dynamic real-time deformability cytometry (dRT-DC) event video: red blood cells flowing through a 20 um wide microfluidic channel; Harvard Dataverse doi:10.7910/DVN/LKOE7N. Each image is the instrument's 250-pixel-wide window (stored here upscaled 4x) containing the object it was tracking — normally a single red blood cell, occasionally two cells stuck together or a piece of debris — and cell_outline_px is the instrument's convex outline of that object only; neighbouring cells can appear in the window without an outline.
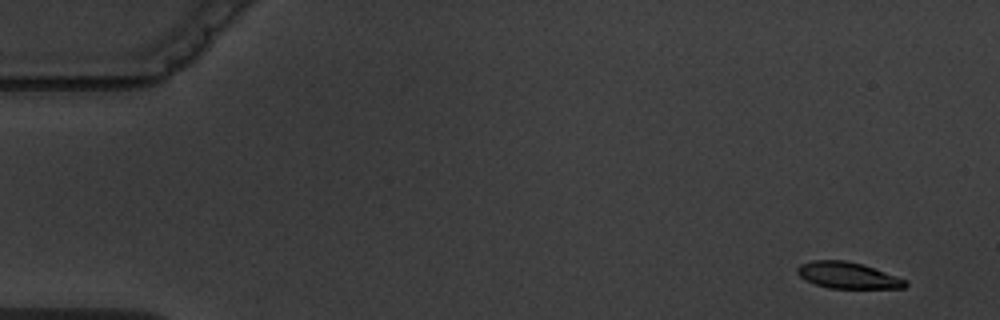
{"species": "common noctule bat (a hibernating species)", "species_latin": "Nyctalus noctula", "temperature_condition": "warm", "stored_images_in_passage": 3, "camera_frame_rate_fps": 3000, "um_per_image_px": 0.085, "animal": {"sex": "male", "body_mass_g": 19.5, "forearm_length_mm": 54.6}, "frame": {"image": 1, "passage_image": 1, "time_ms": 0.0, "image_size_px": [1000, 320], "cell_outline_px": [[908, 284], [904, 288], [828, 288], [804, 280], [796, 272], [796, 268], [800, 264], [812, 260], [844, 260], [864, 264], [908, 280]], "centroid_in_image_um": [72.06, 23.4], "position_along_channel_um": 12.9, "area_um2": 16.76}}
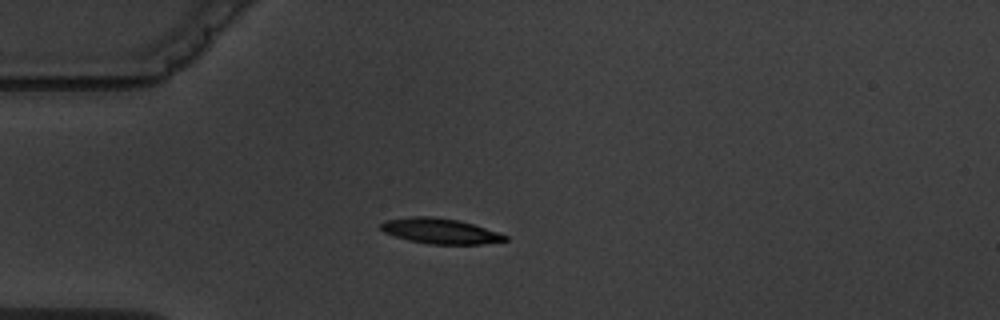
{"frame": {"image": 2, "passage_image": 3, "time_ms": 4.0, "image_size_px": [1000, 320], "cell_outline_px": [[508, 240], [480, 244], [428, 244], [408, 240], [384, 232], [380, 228], [380, 224], [384, 220], [412, 216], [428, 216], [456, 220], [472, 224], [508, 236]], "centroid_in_image_um": [37.36, 19.64], "position_along_channel_um": 47.6, "area_um2": 18.09}}